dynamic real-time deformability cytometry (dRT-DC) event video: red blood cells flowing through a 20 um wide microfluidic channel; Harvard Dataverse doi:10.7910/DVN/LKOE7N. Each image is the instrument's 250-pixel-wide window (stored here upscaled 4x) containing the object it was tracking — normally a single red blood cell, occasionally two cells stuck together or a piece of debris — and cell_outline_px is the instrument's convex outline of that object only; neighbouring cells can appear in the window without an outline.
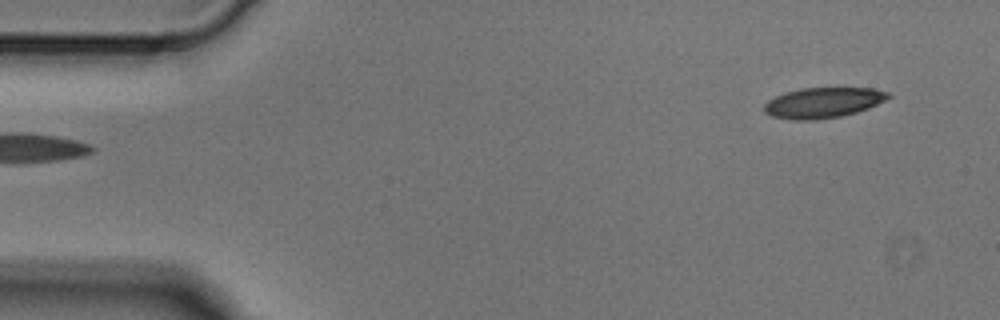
{"species": "Egyptian fruit bat (a non-hibernating species)", "species_latin": "Rousettus aegyptiacus", "temperature_condition": "cold", "stored_images_in_passage": 5, "camera_frame_rate_fps": 3000, "um_per_image_px": 0.085, "animal": {"sex": "male"}, "frame": {"image": 1, "passage_image": 5, "time_ms": 1.333, "image_size_px": [1000, 320], "cell_outline_px": [[892, 96], [868, 108], [856, 112], [840, 116], [816, 120], [792, 120], [772, 116], [764, 112], [764, 104], [768, 100], [784, 92], [800, 88], [872, 88], [888, 92]], "centroid_in_image_um": [69.93, 8.73], "position_along_channel_um": 15.1, "area_um2": 21.96}}